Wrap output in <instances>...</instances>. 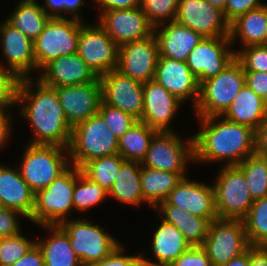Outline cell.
Segmentation results:
<instances>
[{
    "label": "cell",
    "instance_id": "6da1fadb",
    "mask_svg": "<svg viewBox=\"0 0 267 266\" xmlns=\"http://www.w3.org/2000/svg\"><path fill=\"white\" fill-rule=\"evenodd\" d=\"M19 115L31 126L32 136L27 142L34 145H55L68 148L72 128L60 105L55 88L35 77L23 78L17 93Z\"/></svg>",
    "mask_w": 267,
    "mask_h": 266
},
{
    "label": "cell",
    "instance_id": "7a4b0ae2",
    "mask_svg": "<svg viewBox=\"0 0 267 266\" xmlns=\"http://www.w3.org/2000/svg\"><path fill=\"white\" fill-rule=\"evenodd\" d=\"M199 131L193 134L194 163L224 166L240 164L255 154V130L223 116L197 117ZM224 162V163H223Z\"/></svg>",
    "mask_w": 267,
    "mask_h": 266
},
{
    "label": "cell",
    "instance_id": "3957f363",
    "mask_svg": "<svg viewBox=\"0 0 267 266\" xmlns=\"http://www.w3.org/2000/svg\"><path fill=\"white\" fill-rule=\"evenodd\" d=\"M70 165L81 168L85 163L118 153V138L97 113L72 128L68 147Z\"/></svg>",
    "mask_w": 267,
    "mask_h": 266
},
{
    "label": "cell",
    "instance_id": "277c9868",
    "mask_svg": "<svg viewBox=\"0 0 267 266\" xmlns=\"http://www.w3.org/2000/svg\"><path fill=\"white\" fill-rule=\"evenodd\" d=\"M76 166L70 165L51 184L35 193L34 207L29 222L34 225H60L74 212L73 193Z\"/></svg>",
    "mask_w": 267,
    "mask_h": 266
},
{
    "label": "cell",
    "instance_id": "5b68a950",
    "mask_svg": "<svg viewBox=\"0 0 267 266\" xmlns=\"http://www.w3.org/2000/svg\"><path fill=\"white\" fill-rule=\"evenodd\" d=\"M19 165L21 177L34 193L48 187L69 166L68 148L26 144Z\"/></svg>",
    "mask_w": 267,
    "mask_h": 266
},
{
    "label": "cell",
    "instance_id": "8992f818",
    "mask_svg": "<svg viewBox=\"0 0 267 266\" xmlns=\"http://www.w3.org/2000/svg\"><path fill=\"white\" fill-rule=\"evenodd\" d=\"M245 84L242 64L235 58L225 69L199 86L196 117L222 116Z\"/></svg>",
    "mask_w": 267,
    "mask_h": 266
},
{
    "label": "cell",
    "instance_id": "52a82bcc",
    "mask_svg": "<svg viewBox=\"0 0 267 266\" xmlns=\"http://www.w3.org/2000/svg\"><path fill=\"white\" fill-rule=\"evenodd\" d=\"M92 220L75 218L63 221L59 226L67 233L71 247L83 266L108 257L121 243L104 227Z\"/></svg>",
    "mask_w": 267,
    "mask_h": 266
},
{
    "label": "cell",
    "instance_id": "ba28073f",
    "mask_svg": "<svg viewBox=\"0 0 267 266\" xmlns=\"http://www.w3.org/2000/svg\"><path fill=\"white\" fill-rule=\"evenodd\" d=\"M81 23L76 18H49L43 31L33 41L36 72L54 59L77 53Z\"/></svg>",
    "mask_w": 267,
    "mask_h": 266
},
{
    "label": "cell",
    "instance_id": "9c48e42d",
    "mask_svg": "<svg viewBox=\"0 0 267 266\" xmlns=\"http://www.w3.org/2000/svg\"><path fill=\"white\" fill-rule=\"evenodd\" d=\"M212 185L219 219H243L253 204L246 178L237 166H221Z\"/></svg>",
    "mask_w": 267,
    "mask_h": 266
},
{
    "label": "cell",
    "instance_id": "30bf717a",
    "mask_svg": "<svg viewBox=\"0 0 267 266\" xmlns=\"http://www.w3.org/2000/svg\"><path fill=\"white\" fill-rule=\"evenodd\" d=\"M202 247L212 266H223L251 248L242 219H216L210 222Z\"/></svg>",
    "mask_w": 267,
    "mask_h": 266
},
{
    "label": "cell",
    "instance_id": "8fae6325",
    "mask_svg": "<svg viewBox=\"0 0 267 266\" xmlns=\"http://www.w3.org/2000/svg\"><path fill=\"white\" fill-rule=\"evenodd\" d=\"M184 139L176 131L157 132L141 165L168 172H187L188 163H194L193 136Z\"/></svg>",
    "mask_w": 267,
    "mask_h": 266
},
{
    "label": "cell",
    "instance_id": "7c38bea8",
    "mask_svg": "<svg viewBox=\"0 0 267 266\" xmlns=\"http://www.w3.org/2000/svg\"><path fill=\"white\" fill-rule=\"evenodd\" d=\"M85 21L80 25L77 53L96 76L100 77L117 69L119 46L98 22L88 24Z\"/></svg>",
    "mask_w": 267,
    "mask_h": 266
},
{
    "label": "cell",
    "instance_id": "4fadbf2b",
    "mask_svg": "<svg viewBox=\"0 0 267 266\" xmlns=\"http://www.w3.org/2000/svg\"><path fill=\"white\" fill-rule=\"evenodd\" d=\"M232 48L229 36L203 38L193 48L186 63L199 85L218 75L235 59Z\"/></svg>",
    "mask_w": 267,
    "mask_h": 266
},
{
    "label": "cell",
    "instance_id": "5bb4252c",
    "mask_svg": "<svg viewBox=\"0 0 267 266\" xmlns=\"http://www.w3.org/2000/svg\"><path fill=\"white\" fill-rule=\"evenodd\" d=\"M102 101L141 120L144 107L143 83L123 75L117 69L99 77Z\"/></svg>",
    "mask_w": 267,
    "mask_h": 266
},
{
    "label": "cell",
    "instance_id": "9a60e30c",
    "mask_svg": "<svg viewBox=\"0 0 267 266\" xmlns=\"http://www.w3.org/2000/svg\"><path fill=\"white\" fill-rule=\"evenodd\" d=\"M0 51L6 60L0 61L2 68L14 72L20 79L33 77L31 73L36 72L33 41L6 19L0 23Z\"/></svg>",
    "mask_w": 267,
    "mask_h": 266
},
{
    "label": "cell",
    "instance_id": "2e32d148",
    "mask_svg": "<svg viewBox=\"0 0 267 266\" xmlns=\"http://www.w3.org/2000/svg\"><path fill=\"white\" fill-rule=\"evenodd\" d=\"M97 19V22L119 47L148 38L154 31V27L147 21L141 7L102 11Z\"/></svg>",
    "mask_w": 267,
    "mask_h": 266
},
{
    "label": "cell",
    "instance_id": "e0dca14e",
    "mask_svg": "<svg viewBox=\"0 0 267 266\" xmlns=\"http://www.w3.org/2000/svg\"><path fill=\"white\" fill-rule=\"evenodd\" d=\"M174 21L203 38L229 36L223 11L204 0H180Z\"/></svg>",
    "mask_w": 267,
    "mask_h": 266
},
{
    "label": "cell",
    "instance_id": "ac0fdd59",
    "mask_svg": "<svg viewBox=\"0 0 267 266\" xmlns=\"http://www.w3.org/2000/svg\"><path fill=\"white\" fill-rule=\"evenodd\" d=\"M158 58V43L152 34L119 47L117 70L133 80L146 83L154 79Z\"/></svg>",
    "mask_w": 267,
    "mask_h": 266
},
{
    "label": "cell",
    "instance_id": "d6986e66",
    "mask_svg": "<svg viewBox=\"0 0 267 266\" xmlns=\"http://www.w3.org/2000/svg\"><path fill=\"white\" fill-rule=\"evenodd\" d=\"M55 90L71 128L98 113L102 101L99 77L91 83L61 86Z\"/></svg>",
    "mask_w": 267,
    "mask_h": 266
},
{
    "label": "cell",
    "instance_id": "ffe728a7",
    "mask_svg": "<svg viewBox=\"0 0 267 266\" xmlns=\"http://www.w3.org/2000/svg\"><path fill=\"white\" fill-rule=\"evenodd\" d=\"M143 98L144 107L140 122L157 132L176 131L171 127V122L184 103L155 80L143 83Z\"/></svg>",
    "mask_w": 267,
    "mask_h": 266
},
{
    "label": "cell",
    "instance_id": "44dd1931",
    "mask_svg": "<svg viewBox=\"0 0 267 266\" xmlns=\"http://www.w3.org/2000/svg\"><path fill=\"white\" fill-rule=\"evenodd\" d=\"M159 205H174L210 222L218 219L213 185L193 181L189 176L184 177Z\"/></svg>",
    "mask_w": 267,
    "mask_h": 266
},
{
    "label": "cell",
    "instance_id": "7402d4cb",
    "mask_svg": "<svg viewBox=\"0 0 267 266\" xmlns=\"http://www.w3.org/2000/svg\"><path fill=\"white\" fill-rule=\"evenodd\" d=\"M169 93L186 103L191 100L193 108L199 98V83L186 62L159 57L154 79Z\"/></svg>",
    "mask_w": 267,
    "mask_h": 266
},
{
    "label": "cell",
    "instance_id": "603a6c76",
    "mask_svg": "<svg viewBox=\"0 0 267 266\" xmlns=\"http://www.w3.org/2000/svg\"><path fill=\"white\" fill-rule=\"evenodd\" d=\"M39 72L34 76L53 88L91 83L98 78L78 53L54 59Z\"/></svg>",
    "mask_w": 267,
    "mask_h": 266
},
{
    "label": "cell",
    "instance_id": "cb8c5ba5",
    "mask_svg": "<svg viewBox=\"0 0 267 266\" xmlns=\"http://www.w3.org/2000/svg\"><path fill=\"white\" fill-rule=\"evenodd\" d=\"M153 34L158 43L159 57L186 62L188 55L203 37L175 21L157 25Z\"/></svg>",
    "mask_w": 267,
    "mask_h": 266
},
{
    "label": "cell",
    "instance_id": "d4e9b609",
    "mask_svg": "<svg viewBox=\"0 0 267 266\" xmlns=\"http://www.w3.org/2000/svg\"><path fill=\"white\" fill-rule=\"evenodd\" d=\"M34 197L35 193L21 177L18 167L0 163V207L20 212L30 220Z\"/></svg>",
    "mask_w": 267,
    "mask_h": 266
},
{
    "label": "cell",
    "instance_id": "484cf974",
    "mask_svg": "<svg viewBox=\"0 0 267 266\" xmlns=\"http://www.w3.org/2000/svg\"><path fill=\"white\" fill-rule=\"evenodd\" d=\"M155 217L160 218V223L152 234L150 249L152 250L154 260L149 258V256L148 258L145 257L144 253L146 252H141V258L153 264L170 265L188 250L191 245L173 224L166 222L158 214Z\"/></svg>",
    "mask_w": 267,
    "mask_h": 266
},
{
    "label": "cell",
    "instance_id": "4316f807",
    "mask_svg": "<svg viewBox=\"0 0 267 266\" xmlns=\"http://www.w3.org/2000/svg\"><path fill=\"white\" fill-rule=\"evenodd\" d=\"M47 234L36 240L42 250L44 266H83L71 247L67 233L59 225H39Z\"/></svg>",
    "mask_w": 267,
    "mask_h": 266
},
{
    "label": "cell",
    "instance_id": "83f0119b",
    "mask_svg": "<svg viewBox=\"0 0 267 266\" xmlns=\"http://www.w3.org/2000/svg\"><path fill=\"white\" fill-rule=\"evenodd\" d=\"M222 116L256 130L266 119L267 102L244 84Z\"/></svg>",
    "mask_w": 267,
    "mask_h": 266
},
{
    "label": "cell",
    "instance_id": "f1b7e54d",
    "mask_svg": "<svg viewBox=\"0 0 267 266\" xmlns=\"http://www.w3.org/2000/svg\"><path fill=\"white\" fill-rule=\"evenodd\" d=\"M267 4L250 10L229 25L232 47L240 42V49L252 45H266ZM238 39V40H237Z\"/></svg>",
    "mask_w": 267,
    "mask_h": 266
},
{
    "label": "cell",
    "instance_id": "f546056e",
    "mask_svg": "<svg viewBox=\"0 0 267 266\" xmlns=\"http://www.w3.org/2000/svg\"><path fill=\"white\" fill-rule=\"evenodd\" d=\"M163 220L173 224L191 246H202L208 234L210 221L174 205H158L155 209Z\"/></svg>",
    "mask_w": 267,
    "mask_h": 266
},
{
    "label": "cell",
    "instance_id": "4dcf8cb0",
    "mask_svg": "<svg viewBox=\"0 0 267 266\" xmlns=\"http://www.w3.org/2000/svg\"><path fill=\"white\" fill-rule=\"evenodd\" d=\"M188 175L186 172H168L141 165V191L145 203L155 209Z\"/></svg>",
    "mask_w": 267,
    "mask_h": 266
},
{
    "label": "cell",
    "instance_id": "1f68e13d",
    "mask_svg": "<svg viewBox=\"0 0 267 266\" xmlns=\"http://www.w3.org/2000/svg\"><path fill=\"white\" fill-rule=\"evenodd\" d=\"M141 163L125 160L118 170L108 199L119 201L126 205L139 207L144 199L141 191Z\"/></svg>",
    "mask_w": 267,
    "mask_h": 266
},
{
    "label": "cell",
    "instance_id": "d6a6232c",
    "mask_svg": "<svg viewBox=\"0 0 267 266\" xmlns=\"http://www.w3.org/2000/svg\"><path fill=\"white\" fill-rule=\"evenodd\" d=\"M49 16L38 0H19L6 20L22 34L34 41L43 31Z\"/></svg>",
    "mask_w": 267,
    "mask_h": 266
},
{
    "label": "cell",
    "instance_id": "836d02e7",
    "mask_svg": "<svg viewBox=\"0 0 267 266\" xmlns=\"http://www.w3.org/2000/svg\"><path fill=\"white\" fill-rule=\"evenodd\" d=\"M156 133V130L145 123L137 121L118 139V154L125 160L141 163Z\"/></svg>",
    "mask_w": 267,
    "mask_h": 266
},
{
    "label": "cell",
    "instance_id": "e575fe53",
    "mask_svg": "<svg viewBox=\"0 0 267 266\" xmlns=\"http://www.w3.org/2000/svg\"><path fill=\"white\" fill-rule=\"evenodd\" d=\"M124 161L125 159L117 153L93 159L85 163L80 168V171L109 192L115 181V176Z\"/></svg>",
    "mask_w": 267,
    "mask_h": 266
},
{
    "label": "cell",
    "instance_id": "d590c367",
    "mask_svg": "<svg viewBox=\"0 0 267 266\" xmlns=\"http://www.w3.org/2000/svg\"><path fill=\"white\" fill-rule=\"evenodd\" d=\"M72 198L74 211L86 213L93 206L103 203L108 198V192L99 184L86 177L76 167V182Z\"/></svg>",
    "mask_w": 267,
    "mask_h": 266
},
{
    "label": "cell",
    "instance_id": "8d00e7d4",
    "mask_svg": "<svg viewBox=\"0 0 267 266\" xmlns=\"http://www.w3.org/2000/svg\"><path fill=\"white\" fill-rule=\"evenodd\" d=\"M237 166L244 173L253 201L267 196V157L255 153L246 157Z\"/></svg>",
    "mask_w": 267,
    "mask_h": 266
},
{
    "label": "cell",
    "instance_id": "74e56055",
    "mask_svg": "<svg viewBox=\"0 0 267 266\" xmlns=\"http://www.w3.org/2000/svg\"><path fill=\"white\" fill-rule=\"evenodd\" d=\"M242 220L251 247H267V196L254 200Z\"/></svg>",
    "mask_w": 267,
    "mask_h": 266
},
{
    "label": "cell",
    "instance_id": "f35d334b",
    "mask_svg": "<svg viewBox=\"0 0 267 266\" xmlns=\"http://www.w3.org/2000/svg\"><path fill=\"white\" fill-rule=\"evenodd\" d=\"M22 233L0 237V266H12L36 244V240Z\"/></svg>",
    "mask_w": 267,
    "mask_h": 266
},
{
    "label": "cell",
    "instance_id": "ab89813d",
    "mask_svg": "<svg viewBox=\"0 0 267 266\" xmlns=\"http://www.w3.org/2000/svg\"><path fill=\"white\" fill-rule=\"evenodd\" d=\"M180 0H141V8L147 21L153 26L175 20Z\"/></svg>",
    "mask_w": 267,
    "mask_h": 266
},
{
    "label": "cell",
    "instance_id": "60d3db41",
    "mask_svg": "<svg viewBox=\"0 0 267 266\" xmlns=\"http://www.w3.org/2000/svg\"><path fill=\"white\" fill-rule=\"evenodd\" d=\"M234 52L244 71L267 72V45L247 46Z\"/></svg>",
    "mask_w": 267,
    "mask_h": 266
},
{
    "label": "cell",
    "instance_id": "b9f144b4",
    "mask_svg": "<svg viewBox=\"0 0 267 266\" xmlns=\"http://www.w3.org/2000/svg\"><path fill=\"white\" fill-rule=\"evenodd\" d=\"M98 113L103 117L108 128L118 139L138 121L130 114L109 106L103 101L100 103Z\"/></svg>",
    "mask_w": 267,
    "mask_h": 266
},
{
    "label": "cell",
    "instance_id": "7bdbcfd3",
    "mask_svg": "<svg viewBox=\"0 0 267 266\" xmlns=\"http://www.w3.org/2000/svg\"><path fill=\"white\" fill-rule=\"evenodd\" d=\"M20 81L14 72L0 66V109L11 113V108L17 107Z\"/></svg>",
    "mask_w": 267,
    "mask_h": 266
},
{
    "label": "cell",
    "instance_id": "ee69618b",
    "mask_svg": "<svg viewBox=\"0 0 267 266\" xmlns=\"http://www.w3.org/2000/svg\"><path fill=\"white\" fill-rule=\"evenodd\" d=\"M266 4L267 3L262 0H227L223 15L226 22L230 25L243 14Z\"/></svg>",
    "mask_w": 267,
    "mask_h": 266
},
{
    "label": "cell",
    "instance_id": "f6af8a7d",
    "mask_svg": "<svg viewBox=\"0 0 267 266\" xmlns=\"http://www.w3.org/2000/svg\"><path fill=\"white\" fill-rule=\"evenodd\" d=\"M19 219H25V216L20 212L0 207V237L21 233L22 227Z\"/></svg>",
    "mask_w": 267,
    "mask_h": 266
},
{
    "label": "cell",
    "instance_id": "bcb514c9",
    "mask_svg": "<svg viewBox=\"0 0 267 266\" xmlns=\"http://www.w3.org/2000/svg\"><path fill=\"white\" fill-rule=\"evenodd\" d=\"M169 266H212L202 246H191Z\"/></svg>",
    "mask_w": 267,
    "mask_h": 266
},
{
    "label": "cell",
    "instance_id": "7dc6e473",
    "mask_svg": "<svg viewBox=\"0 0 267 266\" xmlns=\"http://www.w3.org/2000/svg\"><path fill=\"white\" fill-rule=\"evenodd\" d=\"M122 244L121 242L108 257L87 266H132L141 257V253H138V255H127L124 253L126 250Z\"/></svg>",
    "mask_w": 267,
    "mask_h": 266
},
{
    "label": "cell",
    "instance_id": "c3c4849f",
    "mask_svg": "<svg viewBox=\"0 0 267 266\" xmlns=\"http://www.w3.org/2000/svg\"><path fill=\"white\" fill-rule=\"evenodd\" d=\"M245 72V84L267 102V72Z\"/></svg>",
    "mask_w": 267,
    "mask_h": 266
},
{
    "label": "cell",
    "instance_id": "681fc988",
    "mask_svg": "<svg viewBox=\"0 0 267 266\" xmlns=\"http://www.w3.org/2000/svg\"><path fill=\"white\" fill-rule=\"evenodd\" d=\"M95 5L99 6L98 15L102 11H108L111 9H130L141 7V0H92Z\"/></svg>",
    "mask_w": 267,
    "mask_h": 266
},
{
    "label": "cell",
    "instance_id": "f907efd6",
    "mask_svg": "<svg viewBox=\"0 0 267 266\" xmlns=\"http://www.w3.org/2000/svg\"><path fill=\"white\" fill-rule=\"evenodd\" d=\"M13 114V112L9 113L0 109V150L9 143L8 140H10L9 138L11 137V133L13 131Z\"/></svg>",
    "mask_w": 267,
    "mask_h": 266
},
{
    "label": "cell",
    "instance_id": "816d5d0a",
    "mask_svg": "<svg viewBox=\"0 0 267 266\" xmlns=\"http://www.w3.org/2000/svg\"><path fill=\"white\" fill-rule=\"evenodd\" d=\"M12 266H44L42 250L35 244L29 252L15 262Z\"/></svg>",
    "mask_w": 267,
    "mask_h": 266
},
{
    "label": "cell",
    "instance_id": "f5cc1de1",
    "mask_svg": "<svg viewBox=\"0 0 267 266\" xmlns=\"http://www.w3.org/2000/svg\"><path fill=\"white\" fill-rule=\"evenodd\" d=\"M255 153L267 157V116L255 130Z\"/></svg>",
    "mask_w": 267,
    "mask_h": 266
},
{
    "label": "cell",
    "instance_id": "db71d44e",
    "mask_svg": "<svg viewBox=\"0 0 267 266\" xmlns=\"http://www.w3.org/2000/svg\"><path fill=\"white\" fill-rule=\"evenodd\" d=\"M84 5H88L85 0H64V17L76 18L83 21L84 19L80 10Z\"/></svg>",
    "mask_w": 267,
    "mask_h": 266
},
{
    "label": "cell",
    "instance_id": "11a10c76",
    "mask_svg": "<svg viewBox=\"0 0 267 266\" xmlns=\"http://www.w3.org/2000/svg\"><path fill=\"white\" fill-rule=\"evenodd\" d=\"M250 266H267V247H251L249 249Z\"/></svg>",
    "mask_w": 267,
    "mask_h": 266
},
{
    "label": "cell",
    "instance_id": "9f6ffc18",
    "mask_svg": "<svg viewBox=\"0 0 267 266\" xmlns=\"http://www.w3.org/2000/svg\"><path fill=\"white\" fill-rule=\"evenodd\" d=\"M41 7L49 17H64V0H45Z\"/></svg>",
    "mask_w": 267,
    "mask_h": 266
},
{
    "label": "cell",
    "instance_id": "6f0895ef",
    "mask_svg": "<svg viewBox=\"0 0 267 266\" xmlns=\"http://www.w3.org/2000/svg\"><path fill=\"white\" fill-rule=\"evenodd\" d=\"M223 266H250L249 265V250L242 255L231 259L228 263Z\"/></svg>",
    "mask_w": 267,
    "mask_h": 266
},
{
    "label": "cell",
    "instance_id": "680465c9",
    "mask_svg": "<svg viewBox=\"0 0 267 266\" xmlns=\"http://www.w3.org/2000/svg\"><path fill=\"white\" fill-rule=\"evenodd\" d=\"M213 6L219 7L222 11L225 9L227 0H204Z\"/></svg>",
    "mask_w": 267,
    "mask_h": 266
},
{
    "label": "cell",
    "instance_id": "91938a15",
    "mask_svg": "<svg viewBox=\"0 0 267 266\" xmlns=\"http://www.w3.org/2000/svg\"><path fill=\"white\" fill-rule=\"evenodd\" d=\"M142 266H169V265L153 264V263L146 262L145 260L142 259Z\"/></svg>",
    "mask_w": 267,
    "mask_h": 266
},
{
    "label": "cell",
    "instance_id": "94428289",
    "mask_svg": "<svg viewBox=\"0 0 267 266\" xmlns=\"http://www.w3.org/2000/svg\"><path fill=\"white\" fill-rule=\"evenodd\" d=\"M132 266H142V258L140 257Z\"/></svg>",
    "mask_w": 267,
    "mask_h": 266
},
{
    "label": "cell",
    "instance_id": "6125c7cd",
    "mask_svg": "<svg viewBox=\"0 0 267 266\" xmlns=\"http://www.w3.org/2000/svg\"><path fill=\"white\" fill-rule=\"evenodd\" d=\"M266 45H267V27H266Z\"/></svg>",
    "mask_w": 267,
    "mask_h": 266
}]
</instances>
